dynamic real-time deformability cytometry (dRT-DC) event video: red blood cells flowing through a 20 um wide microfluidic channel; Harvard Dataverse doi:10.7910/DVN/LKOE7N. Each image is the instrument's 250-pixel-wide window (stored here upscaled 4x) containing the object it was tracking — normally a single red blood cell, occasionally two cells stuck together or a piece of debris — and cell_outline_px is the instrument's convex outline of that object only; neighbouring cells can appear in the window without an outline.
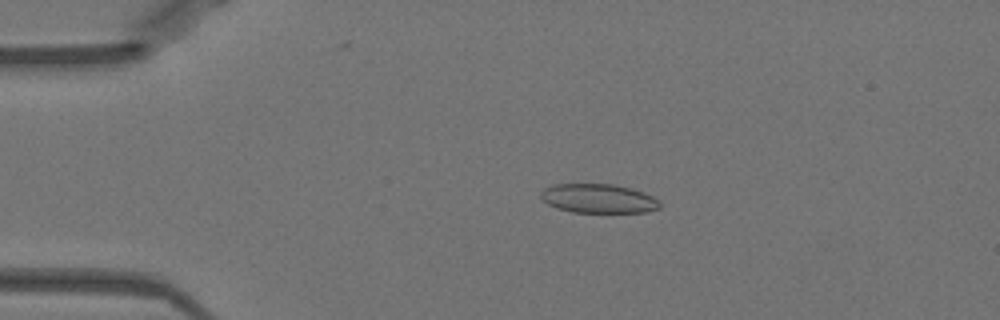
{"species": "Egyptian fruit bat (a non-hibernating species)", "species_latin": "Rousettus aegyptiacus", "temperature_condition": "warm", "stored_images_in_passage": 48, "camera_frame_rate_fps": 3000, "um_per_image_px": 0.085, "animal": {"sex": "female"}, "frame": {"image": 1, "passage_image": 8, "time_ms": 2.333, "image_size_px": [1000, 320], "cell_outline_px": [[660, 208], [644, 212], [572, 212], [556, 208], [548, 204], [540, 196], [540, 192], [544, 188], [552, 184], [616, 184], [632, 188], [644, 192], [660, 200]], "centroid_in_image_um": [50.87, 16.86], "position_along_channel_um": 34.1, "area_um2": 20.35}}
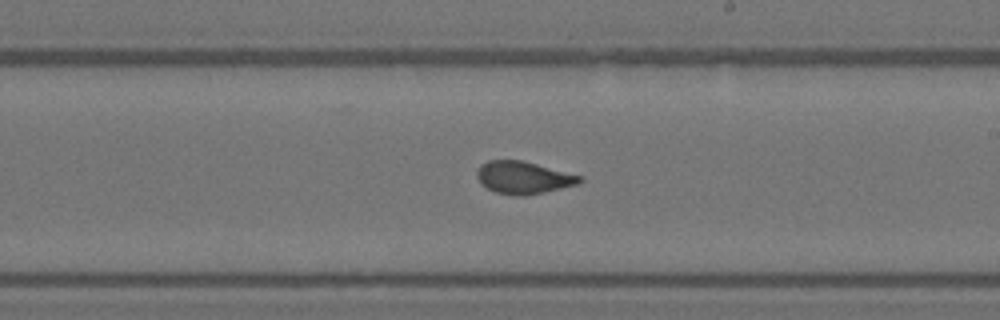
{"frame": {"image": 2, "passage_image": 27, "time_ms": 8.667, "image_size_px": [1000, 320], "cell_outline_px": [[584, 180], [580, 184], [524, 196], [520, 196], [496, 192], [480, 184], [476, 176], [476, 172], [480, 164], [488, 160], [520, 160], [584, 176]], "centroid_in_image_um": [44.49, 15.09], "position_along_channel_um": 244.5, "area_um2": 19.48}}
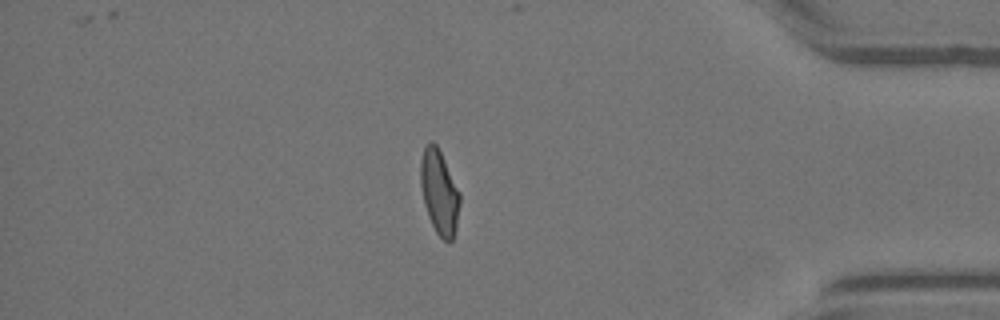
{"frame": {"image": 3, "passage_image": 41, "time_ms": 13.333, "image_size_px": [1000, 320], "cell_outline_px": [[460, 204], [456, 228], [452, 240], [448, 244], [436, 232], [428, 216], [424, 204], [420, 184], [420, 160], [424, 148], [428, 140], [432, 140], [436, 144], [460, 192]], "centroid_in_image_um": [37.33, 16.33], "position_along_channel_um": 397.9, "area_um2": 19.36}, "authors_computed_cell_mechanics": {"area_um2": 19.6231, "velocity_mm_per_s": 4.0028, "shape_relaxation_time_tau1_ms": 9.4119, "shape_relaxation_time_tau2_ms": 0.6057, "deformation_change_tau1": 0.228, "deformation_change_tau2": 0.0581}}